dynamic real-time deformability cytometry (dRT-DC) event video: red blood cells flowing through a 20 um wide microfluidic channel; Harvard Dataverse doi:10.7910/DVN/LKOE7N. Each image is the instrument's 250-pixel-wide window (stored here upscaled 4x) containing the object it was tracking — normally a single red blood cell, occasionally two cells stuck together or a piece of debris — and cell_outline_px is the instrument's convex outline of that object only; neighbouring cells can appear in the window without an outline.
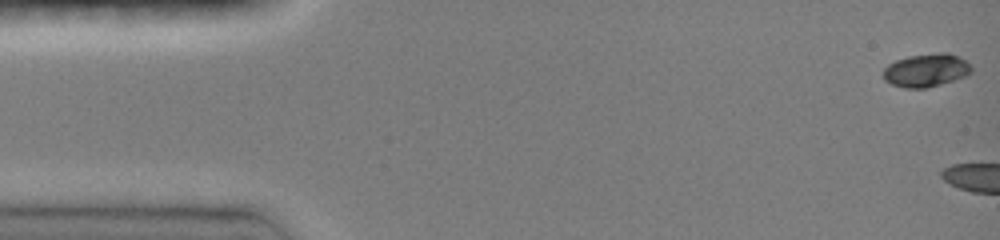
{"species": "common noctule bat (a hibernating species)", "species_latin": "Nyctalus noctula", "temperature_condition": "room temperature", "stored_images_in_passage": 3, "camera_frame_rate_fps": 3000, "um_per_image_px": 0.085, "animal": {"sex": "female", "body_mass_g": 19.0, "forearm_length_mm": 51.5}, "frame": {"image": 1, "passage_image": 1, "time_ms": 0.0, "image_size_px": [1000, 240], "cell_outline_px": [[972, 72], [964, 76], [940, 84], [924, 88], [904, 88], [892, 84], [884, 80], [884, 68], [888, 64], [896, 60], [908, 56], [940, 52], [948, 52], [964, 60], [972, 68]], "centroid_in_image_um": [78.7, 5.96], "position_along_channel_um": 6.3, "area_um2": 16.82}}